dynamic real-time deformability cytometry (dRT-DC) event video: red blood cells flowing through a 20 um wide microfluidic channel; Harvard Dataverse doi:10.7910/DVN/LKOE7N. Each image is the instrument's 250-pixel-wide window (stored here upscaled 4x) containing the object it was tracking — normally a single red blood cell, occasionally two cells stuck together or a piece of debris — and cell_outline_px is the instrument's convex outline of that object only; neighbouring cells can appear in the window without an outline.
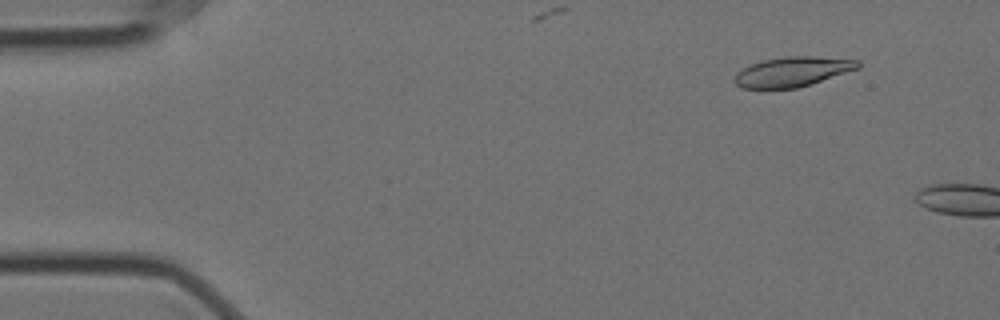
{"species": "Egyptian fruit bat (a non-hibernating species)", "species_latin": "Rousettus aegyptiacus", "temperature_condition": "cold", "stored_images_in_passage": 10, "camera_frame_rate_fps": 3000, "um_per_image_px": 0.085, "animal": {"sex": "female"}, "frame": {"image": 1, "passage_image": 5, "time_ms": 1.333, "image_size_px": [1000, 320], "cell_outline_px": [[860, 68], [812, 84], [796, 88], [740, 88], [732, 80], [736, 72], [752, 64], [764, 60], [784, 56], [812, 56], [860, 60]], "centroid_in_image_um": [67.37, 6.1], "position_along_channel_um": 17.6, "area_um2": 21.5}}